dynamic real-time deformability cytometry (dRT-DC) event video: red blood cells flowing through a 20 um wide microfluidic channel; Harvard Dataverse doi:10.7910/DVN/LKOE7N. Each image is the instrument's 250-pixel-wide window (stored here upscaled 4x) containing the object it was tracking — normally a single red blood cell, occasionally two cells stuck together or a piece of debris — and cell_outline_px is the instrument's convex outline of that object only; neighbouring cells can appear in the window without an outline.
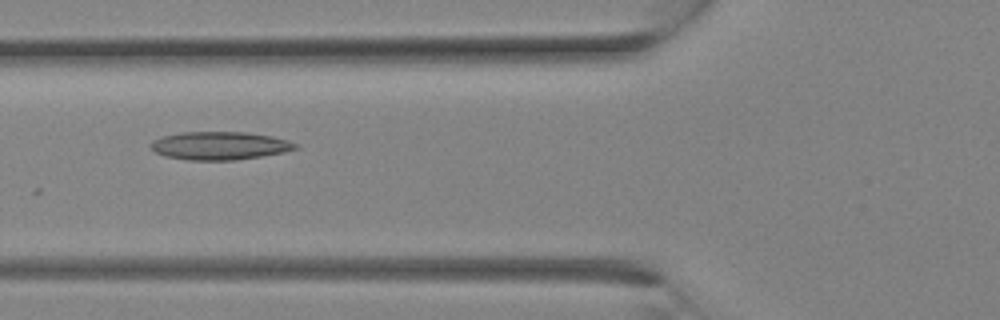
{"species": "Egyptian fruit bat (a non-hibernating species)", "species_latin": "Rousettus aegyptiacus", "temperature_condition": "room temperature", "stored_images_in_passage": 7, "camera_frame_rate_fps": 3000, "um_per_image_px": 0.085, "animal": {"sex": "female"}, "frame": {"image": 1, "passage_image": 3, "time_ms": 0.667, "image_size_px": [1000, 320], "cell_outline_px": [[300, 148], [284, 152], [236, 160], [188, 160], [164, 156], [156, 152], [148, 144], [152, 140], [164, 136], [180, 132], [244, 132], [272, 136], [288, 140], [296, 144]], "centroid_in_image_um": [18.66, 12.38], "position_along_channel_um": 107.1, "area_um2": 23.7}}
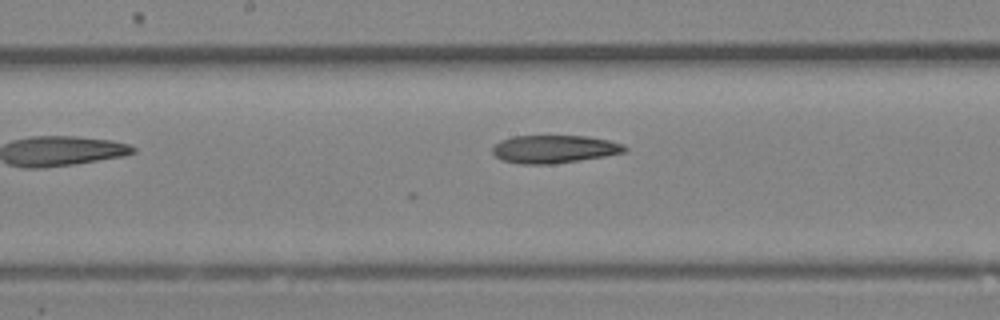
{"frame": {"image": 2, "passage_image": 7, "time_ms": 2.0, "image_size_px": [1000, 320], "cell_outline_px": [[628, 148], [624, 152], [604, 156], [580, 160], [552, 164], [520, 164], [504, 160], [496, 156], [492, 152], [492, 148], [500, 140], [512, 136], [588, 136], [608, 140], [624, 144]], "centroid_in_image_um": [47.11, 12.67], "position_along_channel_um": 201.1, "area_um2": 21.44}}